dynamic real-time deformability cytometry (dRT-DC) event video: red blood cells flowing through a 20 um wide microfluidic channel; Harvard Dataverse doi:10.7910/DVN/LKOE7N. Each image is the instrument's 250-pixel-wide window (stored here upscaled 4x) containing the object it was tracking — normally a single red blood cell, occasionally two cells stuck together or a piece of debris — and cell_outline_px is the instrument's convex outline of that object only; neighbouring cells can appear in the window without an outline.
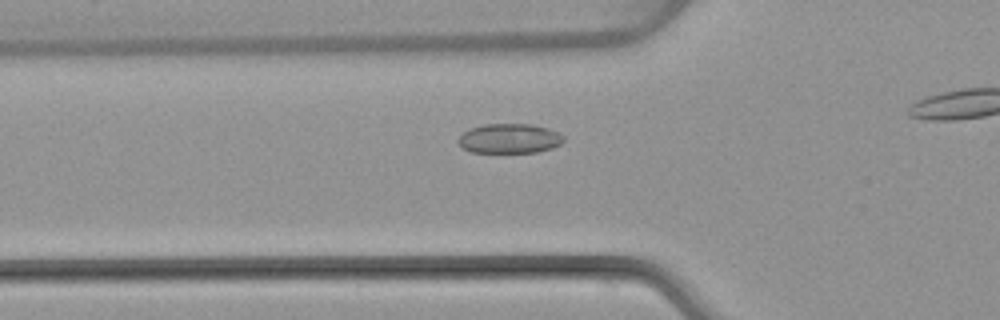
{"species": "common noctule bat (a hibernating species)", "species_latin": "Nyctalus noctula", "temperature_condition": "warm", "stored_images_in_passage": 34, "camera_frame_rate_fps": 3000, "um_per_image_px": 0.085, "animal": {"sex": "female", "body_mass_g": 22.7, "forearm_length_mm": 54.2}, "frame": {"image": 1, "passage_image": 10, "time_ms": 3.0, "image_size_px": [1000, 320], "cell_outline_px": [[564, 140], [560, 144], [552, 148], [536, 152], [472, 152], [464, 148], [456, 140], [468, 128], [484, 124], [532, 124], [556, 132], [564, 136]], "centroid_in_image_um": [43.28, 11.77], "position_along_channel_um": 82.5, "area_um2": 18.03}}
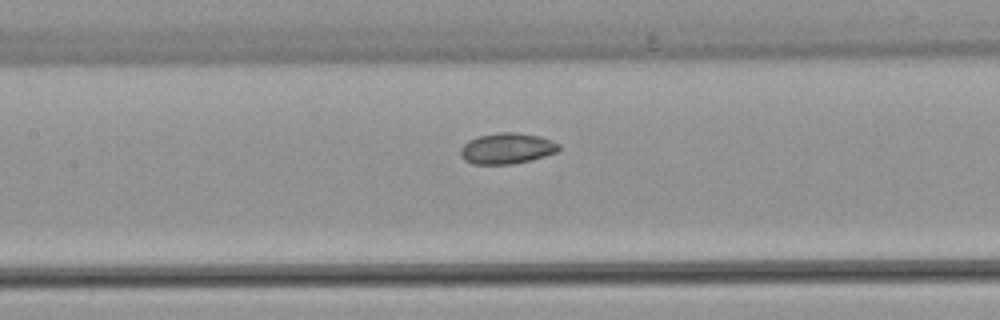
{"frame": {"image": 2, "passage_image": 16, "time_ms": 5.0, "image_size_px": [1000, 320], "cell_outline_px": [[560, 148], [556, 152], [532, 160], [512, 164], [472, 164], [464, 160], [460, 156], [460, 148], [468, 140], [480, 136], [500, 132], [516, 132], [540, 136], [560, 144]], "centroid_in_image_um": [43.07, 12.62], "position_along_channel_um": 164.3, "area_um2": 17.74}}
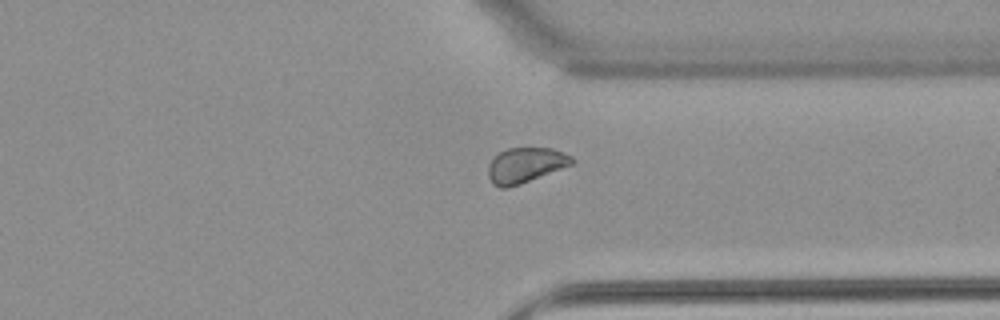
{"frame": {"image": 3, "passage_image": 31, "time_ms": 10.0, "image_size_px": [1000, 320], "cell_outline_px": [[576, 160], [572, 164], [520, 184], [508, 188], [500, 188], [492, 184], [488, 176], [488, 164], [500, 152], [508, 148], [552, 148], [564, 152], [572, 156]], "centroid_in_image_um": [44.66, 14.04], "position_along_channel_um": 366.7, "area_um2": 17.11}}